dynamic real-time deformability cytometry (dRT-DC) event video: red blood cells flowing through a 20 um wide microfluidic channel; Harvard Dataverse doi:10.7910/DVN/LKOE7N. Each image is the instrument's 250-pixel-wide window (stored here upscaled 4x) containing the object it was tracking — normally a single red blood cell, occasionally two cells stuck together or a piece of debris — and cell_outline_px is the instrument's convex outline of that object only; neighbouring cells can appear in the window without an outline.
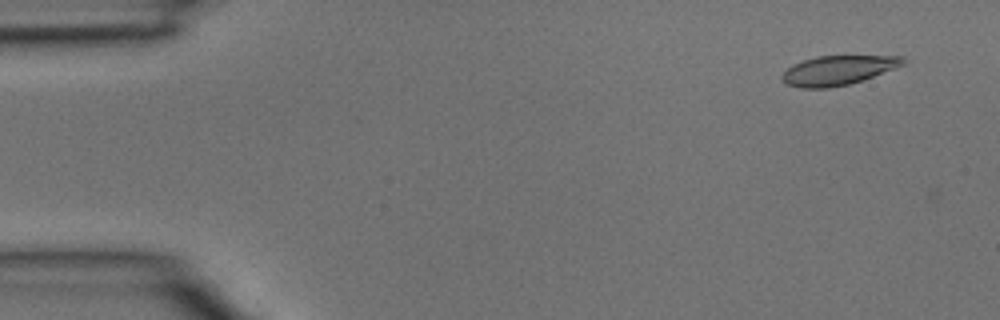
{"species": "common noctule bat (a hibernating species)", "species_latin": "Nyctalus noctula", "temperature_condition": "room temperature", "stored_images_in_passage": 4, "camera_frame_rate_fps": 3000, "um_per_image_px": 0.085, "animal": {"sex": "male", "body_mass_g": 15.6}, "frame": {"image": 1, "passage_image": 1, "time_ms": 0.0, "image_size_px": [1000, 320], "cell_outline_px": [[904, 64], [896, 68], [864, 80], [848, 84], [828, 88], [800, 88], [788, 84], [780, 76], [792, 64], [816, 56], [904, 56]], "centroid_in_image_um": [71.24, 5.97], "position_along_channel_um": 13.8, "area_um2": 20.63}}